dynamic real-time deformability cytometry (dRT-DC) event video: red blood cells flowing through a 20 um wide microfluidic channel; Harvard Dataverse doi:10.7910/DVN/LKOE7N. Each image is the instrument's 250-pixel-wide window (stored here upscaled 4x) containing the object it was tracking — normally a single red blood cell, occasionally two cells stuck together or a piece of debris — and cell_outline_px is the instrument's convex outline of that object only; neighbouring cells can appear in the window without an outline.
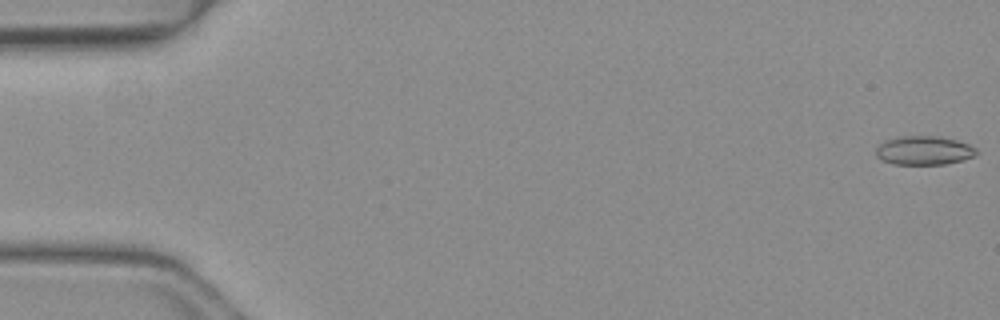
{"species": "common noctule bat (a hibernating species)", "species_latin": "Nyctalus noctula", "temperature_condition": "warm", "stored_images_in_passage": 4, "camera_frame_rate_fps": 3000, "um_per_image_px": 0.085, "animal": {"sex": "female", "body_mass_g": 19.3, "forearm_length_mm": 54.1}, "frame": {"image": 1, "passage_image": 1, "time_ms": 0.0, "image_size_px": [1000, 320], "cell_outline_px": [[976, 156], [944, 164], [892, 164], [880, 160], [876, 156], [876, 148], [884, 140], [896, 136], [940, 136], [956, 140], [968, 144], [976, 148]], "centroid_in_image_um": [78.49, 12.78], "position_along_channel_um": 6.5, "area_um2": 16.99}}